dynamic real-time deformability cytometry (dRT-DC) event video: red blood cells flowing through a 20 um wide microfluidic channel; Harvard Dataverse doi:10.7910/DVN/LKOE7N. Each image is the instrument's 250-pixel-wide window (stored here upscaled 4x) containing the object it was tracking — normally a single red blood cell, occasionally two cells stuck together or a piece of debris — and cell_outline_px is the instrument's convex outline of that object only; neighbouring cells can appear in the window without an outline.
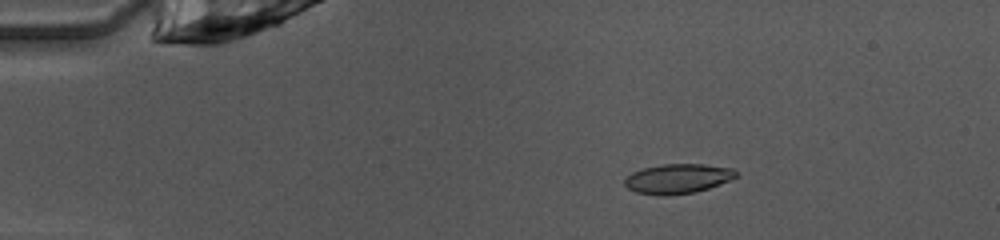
{"species": "common noctule bat (a hibernating species)", "species_latin": "Nyctalus noctula", "temperature_condition": "warm", "stored_images_in_passage": 46, "camera_frame_rate_fps": 3000, "um_per_image_px": 0.085, "animal": {"sex": "female", "body_mass_g": 10.0, "forearm_length_mm": 53.1}, "frame": {"image": 1, "passage_image": 5, "time_ms": 1.333, "image_size_px": [1000, 240], "cell_outline_px": [[736, 176], [728, 180], [708, 188], [696, 192], [668, 196], [664, 196], [636, 192], [628, 188], [624, 184], [624, 180], [632, 172], [644, 168], [664, 164], [704, 164], [732, 168], [736, 172]], "centroid_in_image_um": [57.58, 15.19], "position_along_channel_um": 27.4, "area_um2": 19.07}}
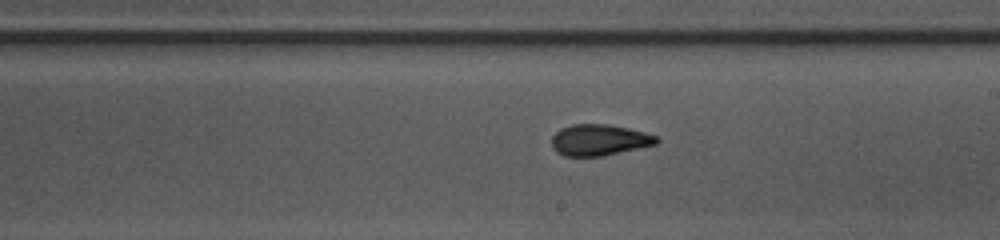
{"frame": {"image": 2, "passage_image": 25, "time_ms": 8.0, "image_size_px": [1000, 240], "cell_outline_px": [[660, 140], [656, 144], [600, 156], [564, 156], [556, 152], [552, 148], [552, 136], [560, 128], [572, 124], [608, 124], [628, 128], [660, 136]], "centroid_in_image_um": [50.92, 11.89], "position_along_channel_um": 238.1, "area_um2": 19.07}}
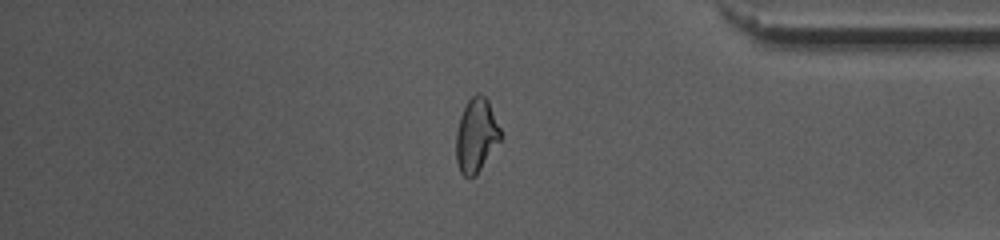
{"frame": {"image": 3, "passage_image": 38, "time_ms": 12.333, "image_size_px": [1000, 240], "cell_outline_px": [[504, 136], [476, 176], [468, 180], [460, 172], [456, 160], [456, 132], [460, 116], [468, 100], [476, 92], [480, 92], [488, 100]], "centroid_in_image_um": [40.49, 11.53], "position_along_channel_um": 394.7, "area_um2": 19.59}, "authors_computed_cell_mechanics": {"area_um2": 19.4497, "velocity_mm_per_s": 4.0514, "shape_relaxation_time_tau1_ms": 8.0699, "shape_relaxation_time_tau2_ms": 1.0752, "deformation_change_tau1": 0.2002, "deformation_change_tau2": 0.0526}}